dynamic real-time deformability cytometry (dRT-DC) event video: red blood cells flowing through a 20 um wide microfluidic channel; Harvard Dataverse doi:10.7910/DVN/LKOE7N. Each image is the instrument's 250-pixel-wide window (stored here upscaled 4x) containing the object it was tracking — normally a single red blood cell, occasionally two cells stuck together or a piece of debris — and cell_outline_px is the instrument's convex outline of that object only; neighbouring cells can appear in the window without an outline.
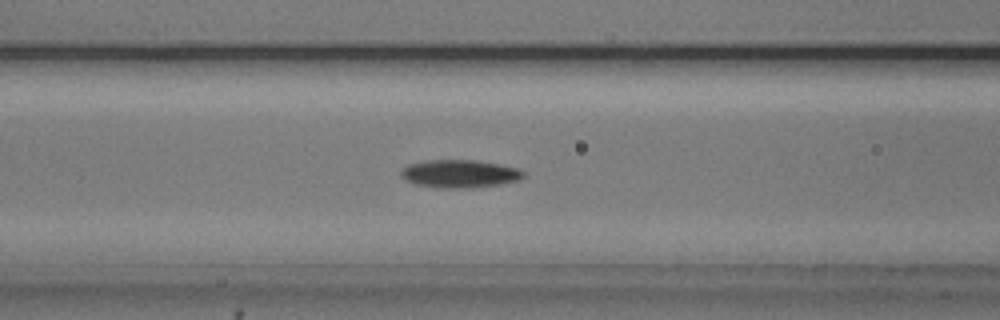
{"species": "common noctule bat (a hibernating species)", "species_latin": "Nyctalus noctula", "temperature_condition": "cold", "stored_images_in_passage": 37, "camera_frame_rate_fps": 3000, "um_per_image_px": 0.085, "animal": {"sex": "male", "body_mass_g": 20.5, "forearm_length_mm": 52.5}, "frame": {"image": 1, "passage_image": 5, "time_ms": 1.333, "image_size_px": [1000, 320], "cell_outline_px": [[524, 176], [520, 180], [496, 184], [468, 188], [436, 188], [416, 184], [400, 176], [400, 172], [408, 164], [428, 160], [476, 160], [500, 164], [520, 168], [524, 172]], "centroid_in_image_um": [39.08, 14.76], "position_along_channel_um": 127.5, "area_um2": 19.88}}
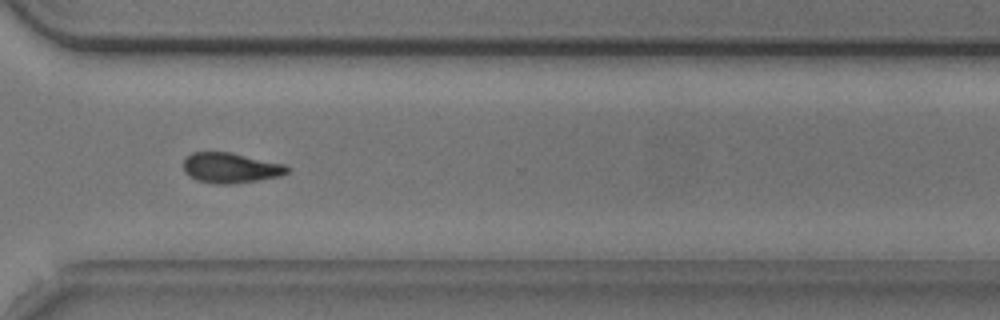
{"frame": {"image": 2, "passage_image": 23, "time_ms": 7.333, "image_size_px": [1000, 320], "cell_outline_px": [[292, 168], [288, 172], [280, 176], [256, 180], [228, 184], [216, 184], [196, 180], [188, 176], [184, 172], [184, 160], [192, 152], [232, 152], [288, 164]], "centroid_in_image_um": [19.64, 14.26], "position_along_channel_um": 351.0, "area_um2": 18.55}}
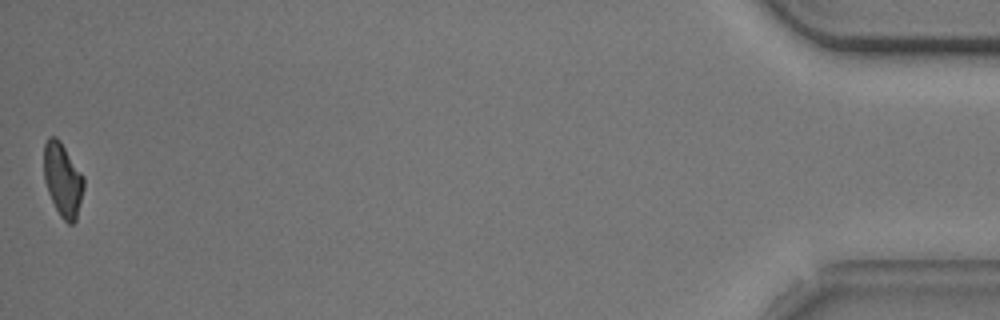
{"frame": {"image": 3, "passage_image": 37, "time_ms": 12.0, "image_size_px": [1000, 320], "cell_outline_px": [[84, 188], [76, 220], [72, 224], [68, 224], [60, 216], [48, 192], [44, 180], [44, 144], [48, 136], [56, 136], [60, 140], [84, 176]], "centroid_in_image_um": [5.33, 15.25], "position_along_channel_um": 429.9, "area_um2": 17.17}}